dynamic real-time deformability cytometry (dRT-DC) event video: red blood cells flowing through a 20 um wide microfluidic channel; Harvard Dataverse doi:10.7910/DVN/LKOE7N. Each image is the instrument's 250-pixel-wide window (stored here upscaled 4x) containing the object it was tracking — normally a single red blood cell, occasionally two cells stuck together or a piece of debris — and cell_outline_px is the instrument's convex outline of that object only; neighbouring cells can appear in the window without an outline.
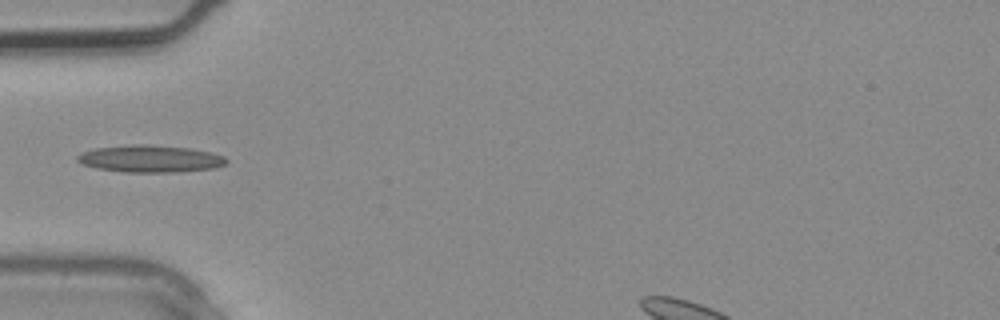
{"species": "common noctule bat (a hibernating species)", "species_latin": "Nyctalus noctula", "temperature_condition": "warm", "stored_images_in_passage": 3, "camera_frame_rate_fps": 3000, "um_per_image_px": 0.085, "animal": {"sex": "male", "body_mass_g": 20.4}, "frame": {"image": 1, "passage_image": 3, "time_ms": 0.667, "image_size_px": [1000, 320], "cell_outline_px": [[228, 160], [224, 164], [216, 168], [176, 172], [124, 172], [96, 168], [84, 164], [76, 160], [76, 156], [80, 152], [96, 148], [132, 144], [148, 144], [188, 148], [212, 152], [224, 156]], "centroid_in_image_um": [12.76, 13.49], "position_along_channel_um": 72.2, "area_um2": 23.64}}